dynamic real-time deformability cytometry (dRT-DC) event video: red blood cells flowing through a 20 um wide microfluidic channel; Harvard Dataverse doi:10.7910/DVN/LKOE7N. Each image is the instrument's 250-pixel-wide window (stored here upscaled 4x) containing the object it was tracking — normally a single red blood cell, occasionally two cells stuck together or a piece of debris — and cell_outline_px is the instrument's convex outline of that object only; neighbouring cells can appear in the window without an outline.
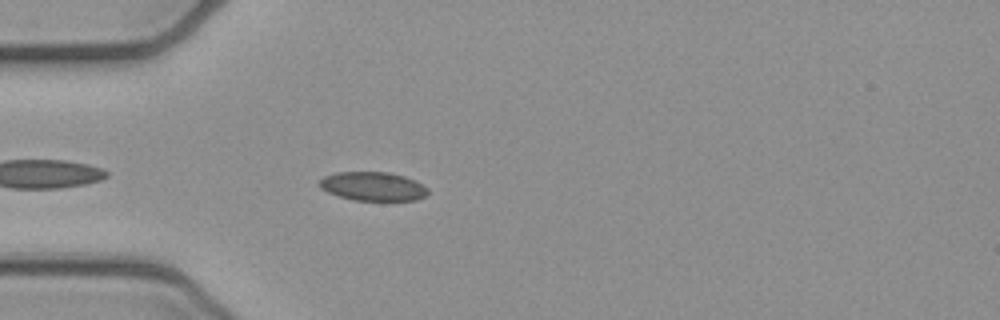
{"species": "common noctule bat (a hibernating species)", "species_latin": "Nyctalus noctula", "temperature_condition": "cold", "stored_images_in_passage": 26, "camera_frame_rate_fps": 3000, "um_per_image_px": 0.085, "animal": {"sex": "female", "body_mass_g": 21.9}, "frame": {"image": 1, "passage_image": 4, "time_ms": 1.0, "image_size_px": [1000, 320], "cell_outline_px": [[428, 192], [424, 196], [416, 200], [352, 200], [328, 192], [320, 188], [316, 184], [324, 176], [336, 172], [388, 172], [404, 176], [416, 180], [428, 188]], "centroid_in_image_um": [31.68, 15.83], "position_along_channel_um": 53.3, "area_um2": 18.26}}
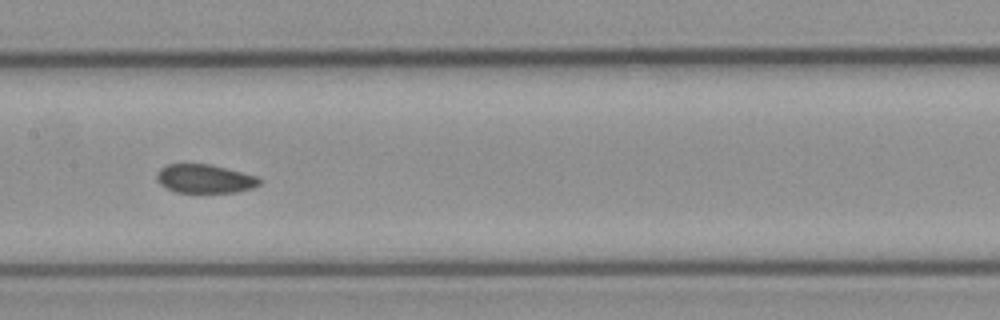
{"frame": {"image": 2, "passage_image": 15, "time_ms": 4.667, "image_size_px": [1000, 320], "cell_outline_px": [[260, 184], [252, 188], [236, 192], [176, 192], [160, 184], [156, 180], [156, 172], [160, 168], [168, 164], [208, 164], [256, 176], [260, 180]], "centroid_in_image_um": [17.36, 15.19], "position_along_channel_um": 190.0, "area_um2": 16.94}}
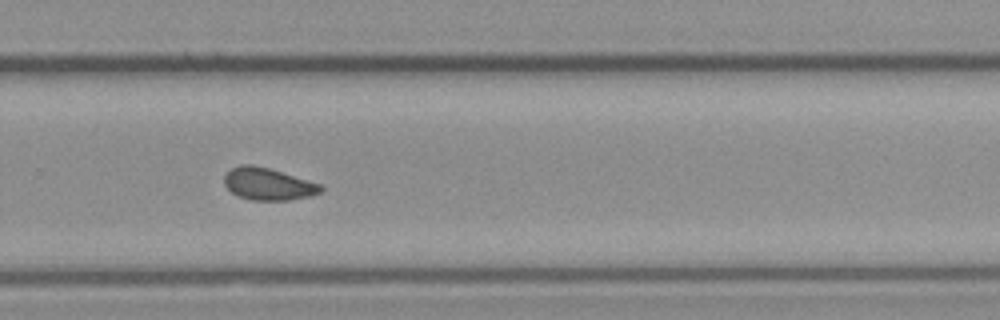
{"frame": {"image": 3, "passage_image": 24, "time_ms": 7.667, "image_size_px": [1000, 320], "cell_outline_px": [[324, 188], [320, 192], [308, 196], [288, 200], [252, 200], [236, 196], [224, 184], [224, 176], [232, 168], [240, 164], [252, 164], [268, 168], [320, 184]], "centroid_in_image_um": [22.75, 15.64], "position_along_channel_um": 307.1, "area_um2": 17.86}}